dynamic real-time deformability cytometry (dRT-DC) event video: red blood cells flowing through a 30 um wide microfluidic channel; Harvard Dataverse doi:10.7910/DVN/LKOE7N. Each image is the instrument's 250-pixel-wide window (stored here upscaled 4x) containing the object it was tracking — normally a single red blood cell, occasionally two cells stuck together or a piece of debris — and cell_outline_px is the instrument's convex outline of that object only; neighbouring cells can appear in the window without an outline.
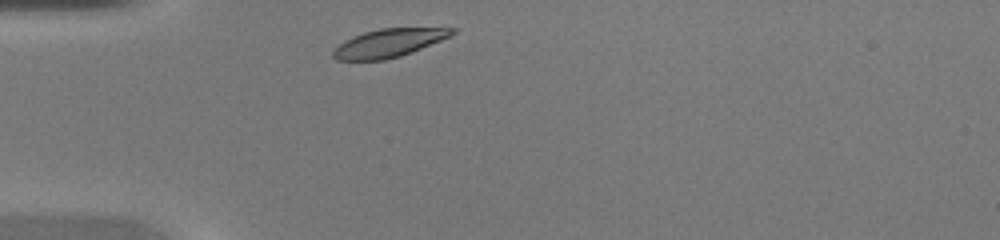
{"species": "common noctule bat (a hibernating species)", "species_latin": "Nyctalus noctula", "temperature_condition": "warm", "stored_images_in_passage": 27, "camera_frame_rate_fps": 3000, "um_per_image_px": 0.085, "animal": {"sex": "female", "body_mass_g": 20.0, "forearm_length_mm": 54.0}, "frame": {"image": 1, "passage_image": 1, "time_ms": 0.0, "image_size_px": [1000, 240], "cell_outline_px": [[456, 32], [440, 40], [412, 52], [400, 56], [384, 60], [336, 60], [332, 56], [332, 52], [344, 40], [352, 36], [364, 32], [380, 28], [456, 28]], "centroid_in_image_um": [33.0, 3.66], "position_along_channel_um": 52.0, "area_um2": 19.36}}
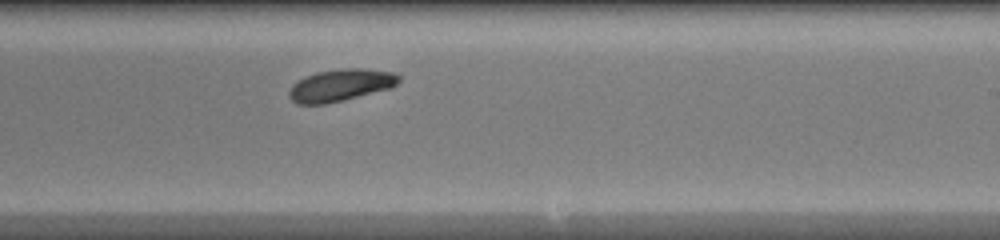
{"frame": {"image": 2, "passage_image": 16, "time_ms": 5.0, "image_size_px": [1000, 240], "cell_outline_px": [[400, 80], [392, 88], [344, 100], [324, 104], [296, 104], [288, 96], [288, 92], [292, 84], [316, 72], [340, 68], [364, 68], [396, 72], [400, 76]], "centroid_in_image_um": [28.98, 7.23], "position_along_channel_um": 260.0, "area_um2": 20.69}}
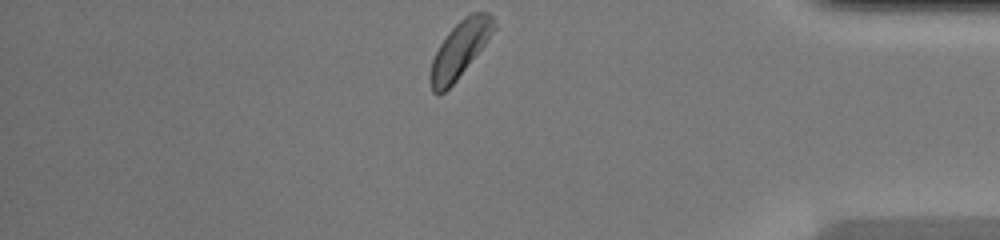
{"frame": {"image": 3, "passage_image": 27, "time_ms": 8.667, "image_size_px": [1000, 240], "cell_outline_px": [[496, 28], [484, 44], [456, 80], [440, 96], [436, 96], [432, 92], [428, 80], [428, 76], [432, 60], [440, 44], [448, 32], [464, 16], [472, 12], [488, 12], [492, 16], [496, 24]], "centroid_in_image_um": [39.04, 4.22], "position_along_channel_um": 396.2, "area_um2": 20.69}}